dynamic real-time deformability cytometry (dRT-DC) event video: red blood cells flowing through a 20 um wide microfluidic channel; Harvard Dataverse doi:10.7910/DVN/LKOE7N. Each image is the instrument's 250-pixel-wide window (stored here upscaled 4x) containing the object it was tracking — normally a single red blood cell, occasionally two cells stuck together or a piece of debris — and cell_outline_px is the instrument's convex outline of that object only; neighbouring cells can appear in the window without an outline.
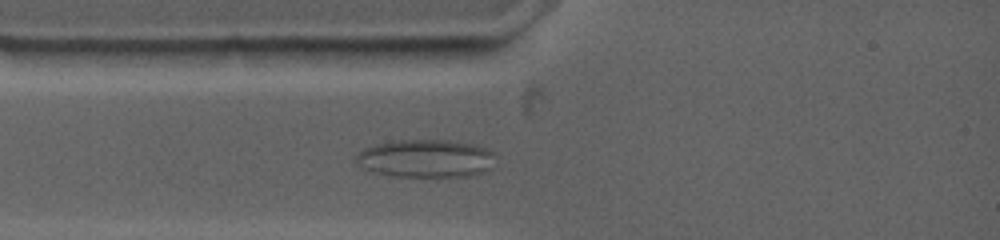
{"species": "common noctule bat (a hibernating species)", "species_latin": "Nyctalus noctula", "temperature_condition": "warm", "stored_images_in_passage": 11, "camera_frame_rate_fps": 4500, "um_per_image_px": 0.085, "animal": {"sex": "female", "body_mass_g": 19.0, "forearm_length_mm": 53.3}, "frame": {"image": 1, "passage_image": 4, "time_ms": 1.556, "image_size_px": [1000, 240], "cell_outline_px": [[492, 168], [484, 172], [468, 176], [392, 176], [376, 172], [364, 168], [356, 160], [356, 156], [364, 148], [376, 144], [396, 140], [444, 140], [476, 144], [492, 152]], "centroid_in_image_um": [36.2, 13.46], "position_along_channel_um": 48.8, "area_um2": 30.46}}
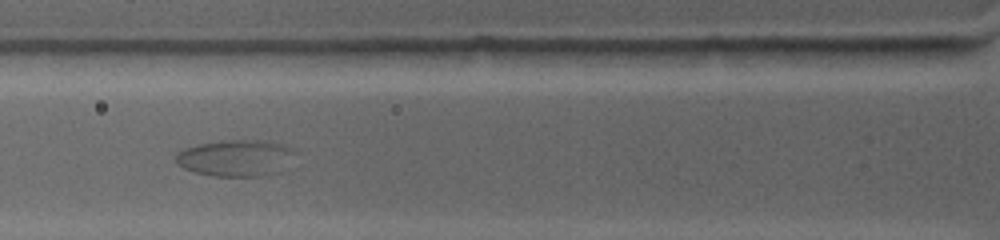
{"frame": {"image": 2, "passage_image": 7, "time_ms": 3.333, "image_size_px": [1000, 240], "cell_outline_px": [[292, 152], [280, 172], [264, 176], [212, 176], [192, 172], [176, 164], [176, 156], [184, 148], [200, 144], [220, 140], [264, 140], [284, 144]], "centroid_in_image_um": [19.96, 13.43], "position_along_channel_um": 105.8, "area_um2": 25.09}}
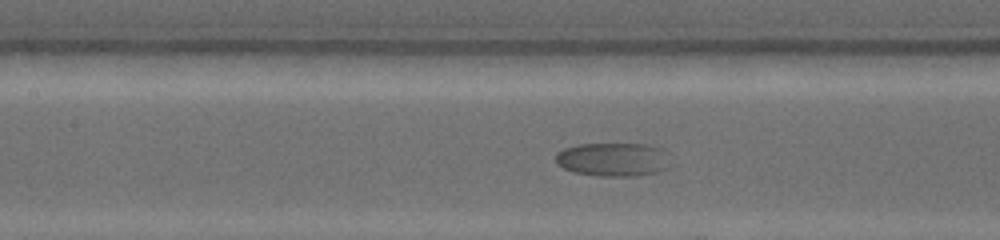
{"frame": {"image": 3, "passage_image": 10, "time_ms": 4.889, "image_size_px": [1000, 240], "cell_outline_px": [[668, 168], [656, 172], [636, 176], [596, 176], [572, 172], [556, 164], [556, 152], [564, 148], [580, 144], [648, 144], [660, 148]], "centroid_in_image_um": [52.01, 13.56], "position_along_channel_um": 155.4, "area_um2": 22.25}}